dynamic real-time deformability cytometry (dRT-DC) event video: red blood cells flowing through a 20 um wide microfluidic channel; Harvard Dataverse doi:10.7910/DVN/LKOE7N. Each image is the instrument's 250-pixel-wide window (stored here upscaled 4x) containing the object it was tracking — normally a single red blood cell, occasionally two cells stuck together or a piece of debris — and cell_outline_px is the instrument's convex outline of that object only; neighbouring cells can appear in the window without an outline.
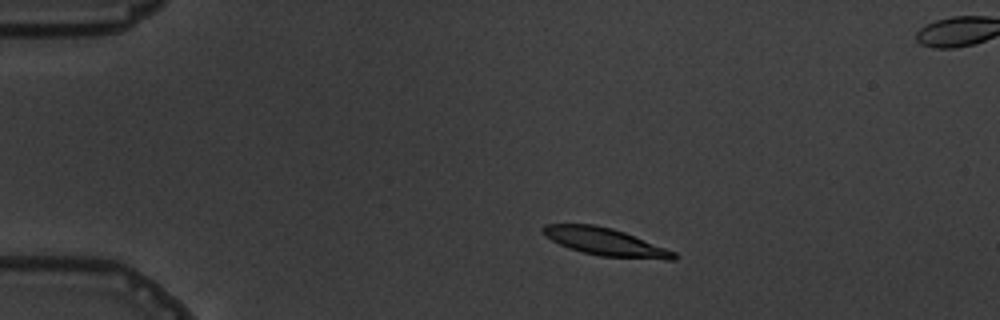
{"species": "common noctule bat (a hibernating species)", "species_latin": "Nyctalus noctula", "temperature_condition": "warm", "stored_images_in_passage": 6, "camera_frame_rate_fps": 3000, "um_per_image_px": 0.085, "animal": {"sex": "male", "body_mass_g": 19.5, "forearm_length_mm": 54.6}, "frame": {"image": 1, "passage_image": 3, "time_ms": 2.333, "image_size_px": [1000, 320], "cell_outline_px": [[680, 256], [676, 260], [664, 260], [600, 256], [568, 248], [552, 240], [540, 228], [544, 224], [596, 224], [612, 228], [624, 232], [676, 252]], "centroid_in_image_um": [51.51, 20.57], "position_along_channel_um": 33.5, "area_um2": 21.04}}